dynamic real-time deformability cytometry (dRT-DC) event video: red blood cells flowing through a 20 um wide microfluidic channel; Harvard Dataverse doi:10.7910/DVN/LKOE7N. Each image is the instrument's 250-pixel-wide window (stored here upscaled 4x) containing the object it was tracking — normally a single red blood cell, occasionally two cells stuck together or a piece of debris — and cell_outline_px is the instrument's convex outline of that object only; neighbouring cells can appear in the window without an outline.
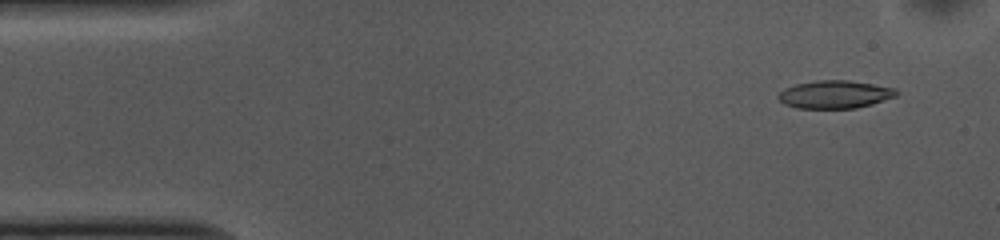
{"species": "common noctule bat (a hibernating species)", "species_latin": "Nyctalus noctula", "temperature_condition": "cold", "stored_images_in_passage": 52, "camera_frame_rate_fps": 3000, "um_per_image_px": 0.085, "animal": {"sex": "female", "body_mass_g": 10.0, "forearm_length_mm": 53.1}, "frame": {"image": 1, "passage_image": 4, "time_ms": 1.0, "image_size_px": [1000, 240], "cell_outline_px": [[900, 92], [896, 96], [872, 104], [856, 108], [796, 108], [784, 104], [776, 96], [784, 88], [796, 84], [816, 80], [848, 80], [896, 88]], "centroid_in_image_um": [70.96, 8.02], "position_along_channel_um": 14.0, "area_um2": 19.25}}
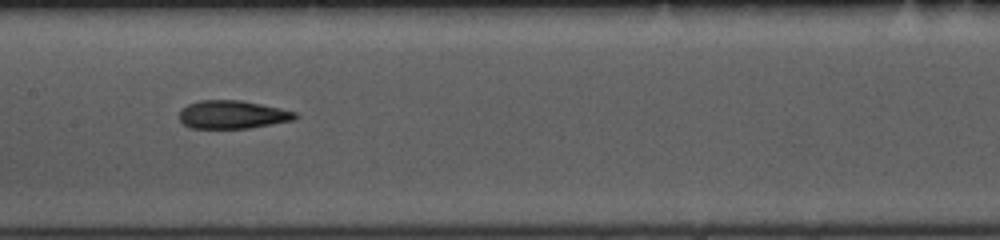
{"frame": {"image": 2, "passage_image": 25, "time_ms": 8.0, "image_size_px": [1000, 240], "cell_outline_px": [[300, 116], [292, 120], [248, 128], [192, 128], [184, 124], [180, 120], [180, 108], [188, 104], [200, 100], [240, 100], [280, 108], [296, 112]], "centroid_in_image_um": [19.74, 9.73], "position_along_channel_um": 187.7, "area_um2": 18.9}}
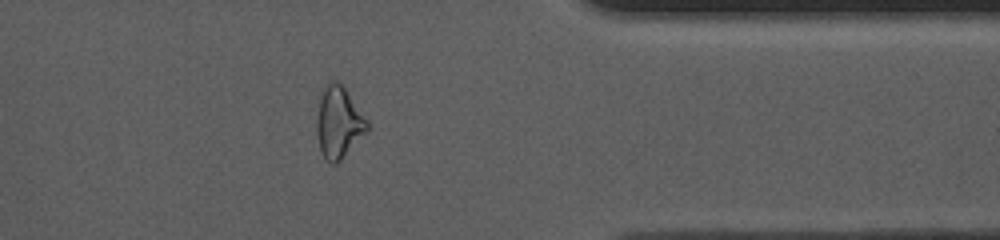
{"frame": {"image": 3, "passage_image": 42, "time_ms": 13.667, "image_size_px": [1000, 240], "cell_outline_px": [[368, 132], [336, 164], [332, 164], [320, 152], [316, 132], [316, 120], [320, 92], [332, 80], [336, 80], [344, 88], [368, 120]], "centroid_in_image_um": [28.77, 10.42], "position_along_channel_um": 382.6, "area_um2": 21.04}}